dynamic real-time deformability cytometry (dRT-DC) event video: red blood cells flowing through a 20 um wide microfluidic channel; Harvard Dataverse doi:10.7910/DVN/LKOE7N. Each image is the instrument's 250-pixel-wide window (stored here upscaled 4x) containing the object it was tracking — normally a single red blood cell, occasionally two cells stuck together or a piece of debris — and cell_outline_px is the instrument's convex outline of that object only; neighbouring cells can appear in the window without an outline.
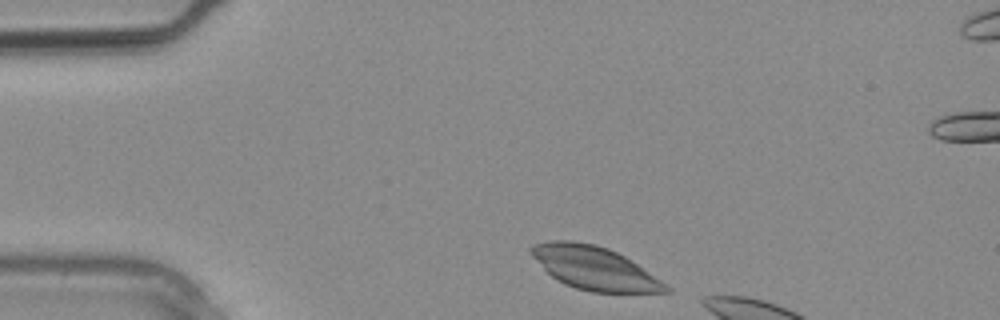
{"species": "common noctule bat (a hibernating species)", "species_latin": "Nyctalus noctula", "temperature_condition": "warm", "stored_images_in_passage": 3, "camera_frame_rate_fps": 3000, "um_per_image_px": 0.085, "animal": {"sex": "male", "body_mass_g": 20.4}, "frame": {"image": 1, "passage_image": 1, "time_ms": 0.0, "image_size_px": [1000, 320], "cell_outline_px": [[672, 292], [592, 292], [576, 288], [564, 284], [556, 280], [528, 252], [528, 248], [536, 244], [552, 240], [572, 240], [596, 244], [608, 248], [632, 260], [672, 288]], "centroid_in_image_um": [50.53, 22.78], "position_along_channel_um": 34.5, "area_um2": 33.81}}